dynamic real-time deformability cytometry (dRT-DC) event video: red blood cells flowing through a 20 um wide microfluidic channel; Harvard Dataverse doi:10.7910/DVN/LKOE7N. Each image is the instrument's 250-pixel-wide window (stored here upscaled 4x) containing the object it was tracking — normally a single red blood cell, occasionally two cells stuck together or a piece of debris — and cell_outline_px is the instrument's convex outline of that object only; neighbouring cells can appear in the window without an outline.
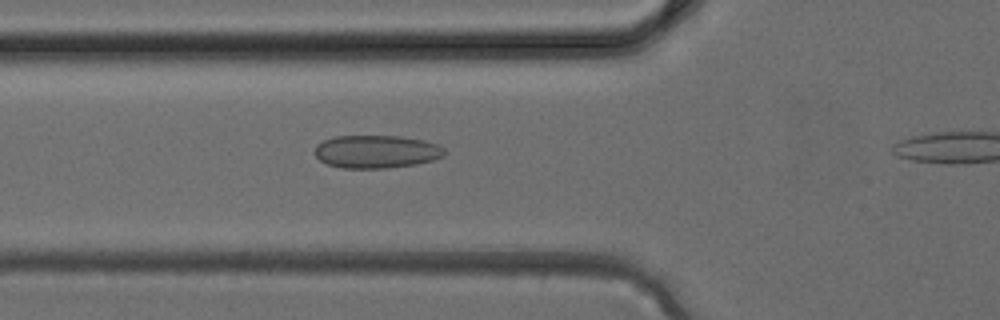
{"species": "common noctule bat (a hibernating species)", "species_latin": "Nyctalus noctula", "temperature_condition": "cold", "stored_images_in_passage": 29, "camera_frame_rate_fps": 3000, "um_per_image_px": 0.085, "animal": {"sex": "female", "body_mass_g": 24.6, "forearm_length_mm": 56.2}, "frame": {"image": 1, "passage_image": 10, "time_ms": 3.0, "image_size_px": [1000, 320], "cell_outline_px": [[444, 156], [432, 160], [416, 164], [384, 168], [344, 168], [328, 164], [320, 160], [316, 156], [316, 144], [324, 140], [336, 136], [400, 136], [424, 140], [436, 144], [444, 148]], "centroid_in_image_um": [31.99, 12.88], "position_along_channel_um": 93.8, "area_um2": 24.74}}
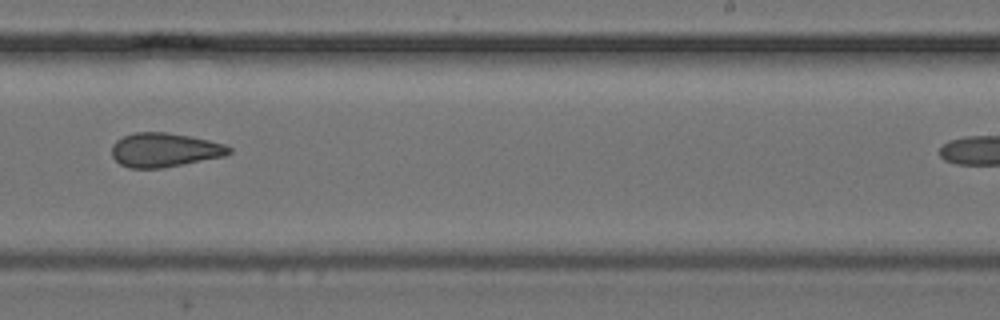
{"frame": {"image": 2, "passage_image": 20, "time_ms": 6.333, "image_size_px": [1000, 320], "cell_outline_px": [[232, 152], [224, 156], [164, 168], [128, 168], [120, 164], [112, 156], [112, 144], [116, 140], [124, 136], [136, 132], [168, 132], [208, 140], [224, 144], [232, 148]], "centroid_in_image_um": [13.97, 12.75], "position_along_channel_um": 275.0, "area_um2": 23.29}}
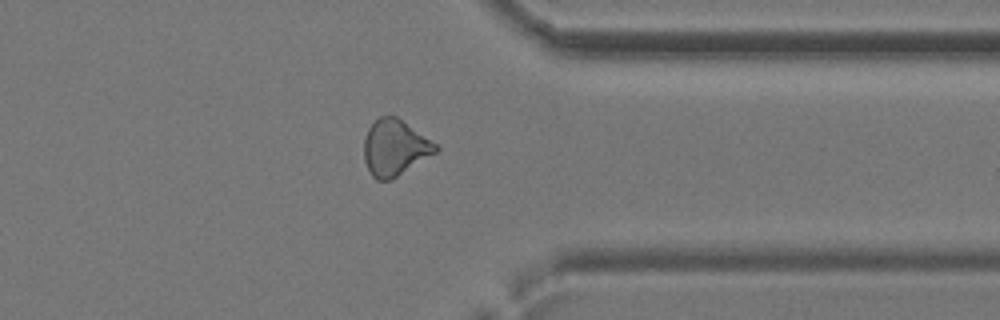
{"frame": {"image": 3, "passage_image": 26, "time_ms": 8.333, "image_size_px": [1000, 320], "cell_outline_px": [[440, 148], [436, 152], [392, 180], [376, 180], [372, 176], [364, 160], [364, 140], [368, 128], [380, 116], [396, 116], [436, 144]], "centroid_in_image_um": [33.54, 12.57], "position_along_channel_um": 377.9, "area_um2": 23.12}}